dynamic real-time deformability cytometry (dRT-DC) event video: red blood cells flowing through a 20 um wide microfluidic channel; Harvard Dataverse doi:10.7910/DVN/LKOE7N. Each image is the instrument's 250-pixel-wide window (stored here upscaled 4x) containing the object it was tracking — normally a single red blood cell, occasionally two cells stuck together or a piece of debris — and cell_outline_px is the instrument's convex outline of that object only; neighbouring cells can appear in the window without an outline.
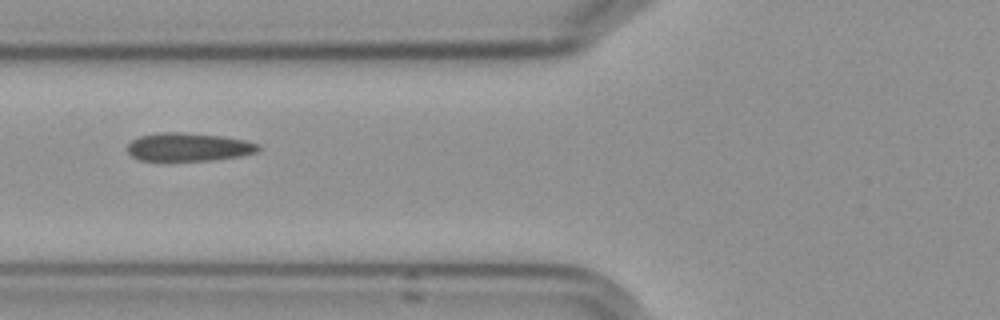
{"species": "Egyptian fruit bat (a non-hibernating species)", "species_latin": "Rousettus aegyptiacus", "temperature_condition": "cold", "stored_images_in_passage": 7, "camera_frame_rate_fps": 3000, "um_per_image_px": 0.085, "frame": {"image": 1, "passage_image": 2, "time_ms": 1.333, "image_size_px": [1000, 320], "cell_outline_px": [[260, 148], [256, 152], [240, 156], [212, 160], [140, 160], [132, 156], [128, 152], [128, 144], [132, 140], [140, 136], [156, 132], [180, 132], [220, 136], [244, 140], [260, 144]], "centroid_in_image_um": [16.02, 12.49], "position_along_channel_um": 109.8, "area_um2": 21.39}}
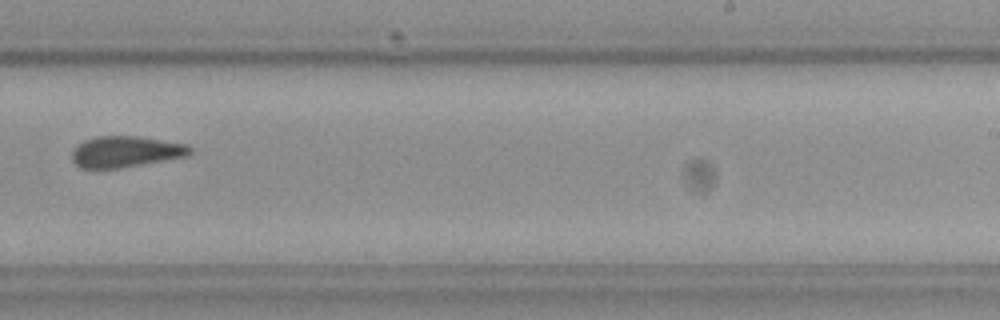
{"frame": {"image": 2, "passage_image": 6, "time_ms": 6.0, "image_size_px": [1000, 320], "cell_outline_px": [[192, 152], [188, 156], [120, 168], [80, 168], [72, 160], [72, 148], [84, 140], [96, 136], [140, 136], [188, 144], [192, 148]], "centroid_in_image_um": [10.69, 12.88], "position_along_channel_um": 278.3, "area_um2": 21.62}}
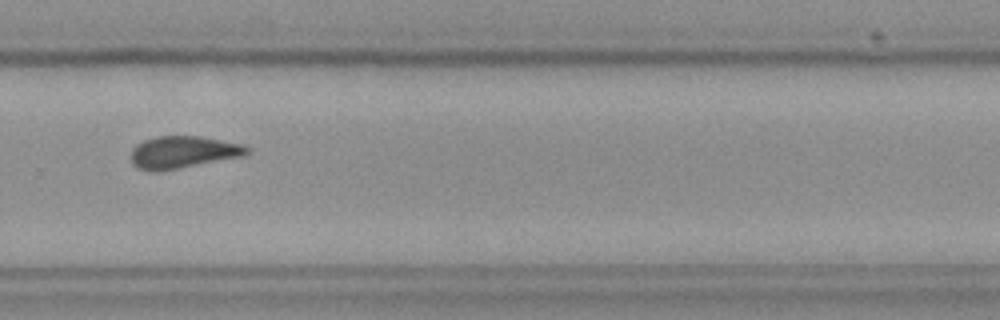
{"frame": {"image": 3, "passage_image": 7, "time_ms": 7.0, "image_size_px": [1000, 320], "cell_outline_px": [[248, 152], [244, 156], [156, 172], [140, 168], [132, 164], [132, 148], [136, 144], [144, 140], [156, 136], [200, 136], [244, 144], [248, 148]], "centroid_in_image_um": [15.56, 12.92], "position_along_channel_um": 314.2, "area_um2": 21.62}}